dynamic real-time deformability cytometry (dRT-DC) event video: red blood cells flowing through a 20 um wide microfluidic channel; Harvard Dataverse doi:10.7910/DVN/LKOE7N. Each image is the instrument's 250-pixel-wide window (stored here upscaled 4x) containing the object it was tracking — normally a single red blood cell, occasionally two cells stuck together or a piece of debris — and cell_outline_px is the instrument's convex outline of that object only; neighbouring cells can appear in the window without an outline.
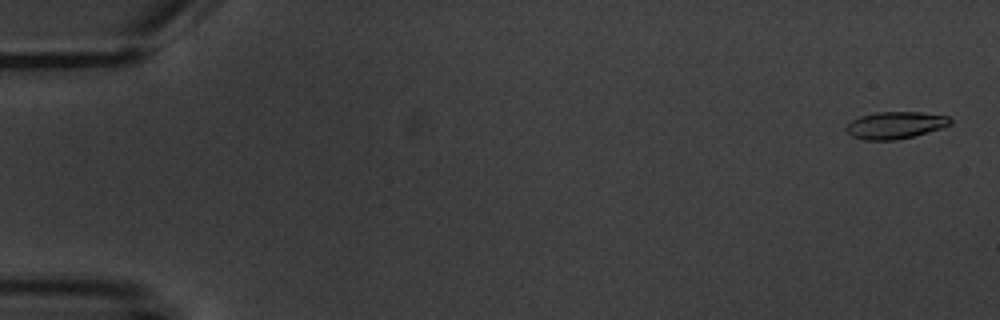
{"species": "common noctule bat (a hibernating species)", "species_latin": "Nyctalus noctula", "temperature_condition": "warm", "stored_images_in_passage": 4, "camera_frame_rate_fps": 3000, "um_per_image_px": 0.085, "animal": {"sex": "male", "body_mass_g": 20.1, "forearm_length_mm": 53.5}, "frame": {"image": 1, "passage_image": 1, "time_ms": 0.0, "image_size_px": [1000, 320], "cell_outline_px": [[952, 124], [940, 128], [912, 136], [896, 140], [864, 140], [852, 136], [844, 128], [852, 120], [860, 116], [876, 112], [920, 112], [948, 116], [952, 120]], "centroid_in_image_um": [76.08, 10.63], "position_along_channel_um": 8.9, "area_um2": 16.3}}